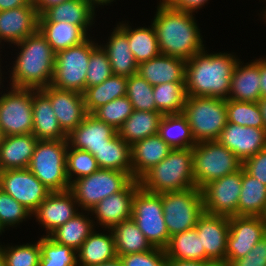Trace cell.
Here are the masks:
<instances>
[{"mask_svg": "<svg viewBox=\"0 0 266 266\" xmlns=\"http://www.w3.org/2000/svg\"><path fill=\"white\" fill-rule=\"evenodd\" d=\"M195 14L166 6L161 0L151 21L158 40L160 54L190 60L203 51L201 31Z\"/></svg>", "mask_w": 266, "mask_h": 266, "instance_id": "6da1fadb", "label": "cell"}, {"mask_svg": "<svg viewBox=\"0 0 266 266\" xmlns=\"http://www.w3.org/2000/svg\"><path fill=\"white\" fill-rule=\"evenodd\" d=\"M239 58L234 53H196L185 66V90L188 96L227 99L233 70Z\"/></svg>", "mask_w": 266, "mask_h": 266, "instance_id": "7a4b0ae2", "label": "cell"}, {"mask_svg": "<svg viewBox=\"0 0 266 266\" xmlns=\"http://www.w3.org/2000/svg\"><path fill=\"white\" fill-rule=\"evenodd\" d=\"M14 45L20 51L11 68L9 86L40 90L51 85L56 53L41 32Z\"/></svg>", "mask_w": 266, "mask_h": 266, "instance_id": "3957f363", "label": "cell"}, {"mask_svg": "<svg viewBox=\"0 0 266 266\" xmlns=\"http://www.w3.org/2000/svg\"><path fill=\"white\" fill-rule=\"evenodd\" d=\"M139 183L144 190L158 194L195 187L193 147L172 149L139 179Z\"/></svg>", "mask_w": 266, "mask_h": 266, "instance_id": "277c9868", "label": "cell"}, {"mask_svg": "<svg viewBox=\"0 0 266 266\" xmlns=\"http://www.w3.org/2000/svg\"><path fill=\"white\" fill-rule=\"evenodd\" d=\"M182 115L196 143L218 140L227 124L226 99L187 95Z\"/></svg>", "mask_w": 266, "mask_h": 266, "instance_id": "5b68a950", "label": "cell"}, {"mask_svg": "<svg viewBox=\"0 0 266 266\" xmlns=\"http://www.w3.org/2000/svg\"><path fill=\"white\" fill-rule=\"evenodd\" d=\"M242 165L243 162L218 140L202 141L193 146V174L198 189L237 172Z\"/></svg>", "mask_w": 266, "mask_h": 266, "instance_id": "8992f818", "label": "cell"}, {"mask_svg": "<svg viewBox=\"0 0 266 266\" xmlns=\"http://www.w3.org/2000/svg\"><path fill=\"white\" fill-rule=\"evenodd\" d=\"M67 139L38 140L28 169L51 191L70 188L66 173Z\"/></svg>", "mask_w": 266, "mask_h": 266, "instance_id": "52a82bcc", "label": "cell"}, {"mask_svg": "<svg viewBox=\"0 0 266 266\" xmlns=\"http://www.w3.org/2000/svg\"><path fill=\"white\" fill-rule=\"evenodd\" d=\"M162 206L169 236L195 228L198 218L204 213L201 189L191 187L185 190L162 193Z\"/></svg>", "mask_w": 266, "mask_h": 266, "instance_id": "ba28073f", "label": "cell"}, {"mask_svg": "<svg viewBox=\"0 0 266 266\" xmlns=\"http://www.w3.org/2000/svg\"><path fill=\"white\" fill-rule=\"evenodd\" d=\"M132 219L152 247H167L170 236L164 219L162 193H152L140 186L133 198Z\"/></svg>", "mask_w": 266, "mask_h": 266, "instance_id": "9c48e42d", "label": "cell"}, {"mask_svg": "<svg viewBox=\"0 0 266 266\" xmlns=\"http://www.w3.org/2000/svg\"><path fill=\"white\" fill-rule=\"evenodd\" d=\"M132 180L127 172L99 168L93 174L71 182L69 190L78 207L90 211L102 199L122 191Z\"/></svg>", "mask_w": 266, "mask_h": 266, "instance_id": "30bf717a", "label": "cell"}, {"mask_svg": "<svg viewBox=\"0 0 266 266\" xmlns=\"http://www.w3.org/2000/svg\"><path fill=\"white\" fill-rule=\"evenodd\" d=\"M56 52L54 75L51 85L63 89L84 93L86 73L92 53V39Z\"/></svg>", "mask_w": 266, "mask_h": 266, "instance_id": "8fae6325", "label": "cell"}, {"mask_svg": "<svg viewBox=\"0 0 266 266\" xmlns=\"http://www.w3.org/2000/svg\"><path fill=\"white\" fill-rule=\"evenodd\" d=\"M0 93V127L6 136L33 132L32 89L11 87Z\"/></svg>", "mask_w": 266, "mask_h": 266, "instance_id": "7c38bea8", "label": "cell"}, {"mask_svg": "<svg viewBox=\"0 0 266 266\" xmlns=\"http://www.w3.org/2000/svg\"><path fill=\"white\" fill-rule=\"evenodd\" d=\"M0 188L31 213L51 192L28 168L2 170Z\"/></svg>", "mask_w": 266, "mask_h": 266, "instance_id": "4fadbf2b", "label": "cell"}, {"mask_svg": "<svg viewBox=\"0 0 266 266\" xmlns=\"http://www.w3.org/2000/svg\"><path fill=\"white\" fill-rule=\"evenodd\" d=\"M242 168L237 172L213 180L201 191L204 212L212 215L237 216L242 187Z\"/></svg>", "mask_w": 266, "mask_h": 266, "instance_id": "5bb4252c", "label": "cell"}, {"mask_svg": "<svg viewBox=\"0 0 266 266\" xmlns=\"http://www.w3.org/2000/svg\"><path fill=\"white\" fill-rule=\"evenodd\" d=\"M266 236V225L262 217L230 216L227 238L226 262L245 257Z\"/></svg>", "mask_w": 266, "mask_h": 266, "instance_id": "9a60e30c", "label": "cell"}, {"mask_svg": "<svg viewBox=\"0 0 266 266\" xmlns=\"http://www.w3.org/2000/svg\"><path fill=\"white\" fill-rule=\"evenodd\" d=\"M201 239L207 261L223 266L226 262L227 238L229 235V217L203 213L195 226Z\"/></svg>", "mask_w": 266, "mask_h": 266, "instance_id": "2e32d148", "label": "cell"}, {"mask_svg": "<svg viewBox=\"0 0 266 266\" xmlns=\"http://www.w3.org/2000/svg\"><path fill=\"white\" fill-rule=\"evenodd\" d=\"M140 187L139 180L133 179L122 191L109 195L97 203L91 210L94 225L102 229H112L119 223L132 218L133 198Z\"/></svg>", "mask_w": 266, "mask_h": 266, "instance_id": "e0dca14e", "label": "cell"}, {"mask_svg": "<svg viewBox=\"0 0 266 266\" xmlns=\"http://www.w3.org/2000/svg\"><path fill=\"white\" fill-rule=\"evenodd\" d=\"M78 210L80 209L77 201L68 189L50 192L32 213V217H36V220L41 224L40 226L46 229L45 236H49L59 226L76 216L80 212Z\"/></svg>", "mask_w": 266, "mask_h": 266, "instance_id": "ac0fdd59", "label": "cell"}, {"mask_svg": "<svg viewBox=\"0 0 266 266\" xmlns=\"http://www.w3.org/2000/svg\"><path fill=\"white\" fill-rule=\"evenodd\" d=\"M41 90L50 98L59 125L68 136L87 115L83 94L52 85Z\"/></svg>", "mask_w": 266, "mask_h": 266, "instance_id": "d6986e66", "label": "cell"}, {"mask_svg": "<svg viewBox=\"0 0 266 266\" xmlns=\"http://www.w3.org/2000/svg\"><path fill=\"white\" fill-rule=\"evenodd\" d=\"M218 141L244 162L266 148V130L227 122Z\"/></svg>", "mask_w": 266, "mask_h": 266, "instance_id": "ffe728a7", "label": "cell"}, {"mask_svg": "<svg viewBox=\"0 0 266 266\" xmlns=\"http://www.w3.org/2000/svg\"><path fill=\"white\" fill-rule=\"evenodd\" d=\"M39 27V15L35 6H22L0 11V44L2 41L16 44L35 34Z\"/></svg>", "mask_w": 266, "mask_h": 266, "instance_id": "44dd1931", "label": "cell"}, {"mask_svg": "<svg viewBox=\"0 0 266 266\" xmlns=\"http://www.w3.org/2000/svg\"><path fill=\"white\" fill-rule=\"evenodd\" d=\"M111 125L98 120L94 115L87 114L83 121L67 136L71 148L90 152L93 156L115 135Z\"/></svg>", "mask_w": 266, "mask_h": 266, "instance_id": "7402d4cb", "label": "cell"}, {"mask_svg": "<svg viewBox=\"0 0 266 266\" xmlns=\"http://www.w3.org/2000/svg\"><path fill=\"white\" fill-rule=\"evenodd\" d=\"M236 63L233 70L228 98L236 101L258 102L260 91V58L249 63Z\"/></svg>", "mask_w": 266, "mask_h": 266, "instance_id": "603a6c76", "label": "cell"}, {"mask_svg": "<svg viewBox=\"0 0 266 266\" xmlns=\"http://www.w3.org/2000/svg\"><path fill=\"white\" fill-rule=\"evenodd\" d=\"M32 114V134L38 140L67 139L52 109L50 98L41 89H32Z\"/></svg>", "mask_w": 266, "mask_h": 266, "instance_id": "cb8c5ba5", "label": "cell"}, {"mask_svg": "<svg viewBox=\"0 0 266 266\" xmlns=\"http://www.w3.org/2000/svg\"><path fill=\"white\" fill-rule=\"evenodd\" d=\"M172 149L158 133L131 145L132 178L139 180L166 158Z\"/></svg>", "mask_w": 266, "mask_h": 266, "instance_id": "d4e9b609", "label": "cell"}, {"mask_svg": "<svg viewBox=\"0 0 266 266\" xmlns=\"http://www.w3.org/2000/svg\"><path fill=\"white\" fill-rule=\"evenodd\" d=\"M185 66L186 61L183 59L159 54L140 63L137 73L152 86L167 82H185Z\"/></svg>", "mask_w": 266, "mask_h": 266, "instance_id": "484cf974", "label": "cell"}, {"mask_svg": "<svg viewBox=\"0 0 266 266\" xmlns=\"http://www.w3.org/2000/svg\"><path fill=\"white\" fill-rule=\"evenodd\" d=\"M96 9L88 0H67L47 9L39 22H67L80 26L86 33L94 24ZM89 28V29H88Z\"/></svg>", "mask_w": 266, "mask_h": 266, "instance_id": "4316f807", "label": "cell"}, {"mask_svg": "<svg viewBox=\"0 0 266 266\" xmlns=\"http://www.w3.org/2000/svg\"><path fill=\"white\" fill-rule=\"evenodd\" d=\"M37 142L32 133L6 136L0 144V170L28 168Z\"/></svg>", "mask_w": 266, "mask_h": 266, "instance_id": "83f0119b", "label": "cell"}, {"mask_svg": "<svg viewBox=\"0 0 266 266\" xmlns=\"http://www.w3.org/2000/svg\"><path fill=\"white\" fill-rule=\"evenodd\" d=\"M107 40L100 45L107 53L113 75L130 77L137 74L138 64L130 50L127 35L116 25Z\"/></svg>", "mask_w": 266, "mask_h": 266, "instance_id": "f1b7e54d", "label": "cell"}, {"mask_svg": "<svg viewBox=\"0 0 266 266\" xmlns=\"http://www.w3.org/2000/svg\"><path fill=\"white\" fill-rule=\"evenodd\" d=\"M94 230L77 250L78 266H93L117 257L114 235ZM99 232V233H98Z\"/></svg>", "mask_w": 266, "mask_h": 266, "instance_id": "f546056e", "label": "cell"}, {"mask_svg": "<svg viewBox=\"0 0 266 266\" xmlns=\"http://www.w3.org/2000/svg\"><path fill=\"white\" fill-rule=\"evenodd\" d=\"M163 114L157 111L134 110L117 130V134L130 146L159 131Z\"/></svg>", "mask_w": 266, "mask_h": 266, "instance_id": "4dcf8cb0", "label": "cell"}, {"mask_svg": "<svg viewBox=\"0 0 266 266\" xmlns=\"http://www.w3.org/2000/svg\"><path fill=\"white\" fill-rule=\"evenodd\" d=\"M117 26L127 35L130 50L136 63L146 62L160 54L155 29L151 23L148 27L133 28L126 21Z\"/></svg>", "mask_w": 266, "mask_h": 266, "instance_id": "1f68e13d", "label": "cell"}, {"mask_svg": "<svg viewBox=\"0 0 266 266\" xmlns=\"http://www.w3.org/2000/svg\"><path fill=\"white\" fill-rule=\"evenodd\" d=\"M242 187L237 216L261 217L266 209V185L242 167Z\"/></svg>", "mask_w": 266, "mask_h": 266, "instance_id": "d6a6232c", "label": "cell"}, {"mask_svg": "<svg viewBox=\"0 0 266 266\" xmlns=\"http://www.w3.org/2000/svg\"><path fill=\"white\" fill-rule=\"evenodd\" d=\"M84 212V213H83ZM88 213L87 215H85ZM90 211L79 212L64 225L59 226L49 237L56 243L78 250L82 243L95 230L94 219L89 217Z\"/></svg>", "mask_w": 266, "mask_h": 266, "instance_id": "836d02e7", "label": "cell"}, {"mask_svg": "<svg viewBox=\"0 0 266 266\" xmlns=\"http://www.w3.org/2000/svg\"><path fill=\"white\" fill-rule=\"evenodd\" d=\"M38 30L46 38L52 50H60L78 45L89 36L80 26L67 22H39Z\"/></svg>", "mask_w": 266, "mask_h": 266, "instance_id": "e575fe53", "label": "cell"}, {"mask_svg": "<svg viewBox=\"0 0 266 266\" xmlns=\"http://www.w3.org/2000/svg\"><path fill=\"white\" fill-rule=\"evenodd\" d=\"M127 77L112 75L99 85L88 87L83 93L87 114H92L100 106L126 96Z\"/></svg>", "mask_w": 266, "mask_h": 266, "instance_id": "d590c367", "label": "cell"}, {"mask_svg": "<svg viewBox=\"0 0 266 266\" xmlns=\"http://www.w3.org/2000/svg\"><path fill=\"white\" fill-rule=\"evenodd\" d=\"M99 168L127 172L132 177L131 146L116 134L94 155Z\"/></svg>", "mask_w": 266, "mask_h": 266, "instance_id": "8d00e7d4", "label": "cell"}, {"mask_svg": "<svg viewBox=\"0 0 266 266\" xmlns=\"http://www.w3.org/2000/svg\"><path fill=\"white\" fill-rule=\"evenodd\" d=\"M164 250L168 260L207 261V255L195 228L172 235Z\"/></svg>", "mask_w": 266, "mask_h": 266, "instance_id": "74e56055", "label": "cell"}, {"mask_svg": "<svg viewBox=\"0 0 266 266\" xmlns=\"http://www.w3.org/2000/svg\"><path fill=\"white\" fill-rule=\"evenodd\" d=\"M111 231L114 235L117 256L141 253L153 248L132 218L114 226Z\"/></svg>", "mask_w": 266, "mask_h": 266, "instance_id": "f35d334b", "label": "cell"}, {"mask_svg": "<svg viewBox=\"0 0 266 266\" xmlns=\"http://www.w3.org/2000/svg\"><path fill=\"white\" fill-rule=\"evenodd\" d=\"M158 134L173 149L191 148L196 144L190 126L182 114L163 115Z\"/></svg>", "mask_w": 266, "mask_h": 266, "instance_id": "ab89813d", "label": "cell"}, {"mask_svg": "<svg viewBox=\"0 0 266 266\" xmlns=\"http://www.w3.org/2000/svg\"><path fill=\"white\" fill-rule=\"evenodd\" d=\"M157 112L163 115L182 114L187 97L185 82H167L153 86Z\"/></svg>", "mask_w": 266, "mask_h": 266, "instance_id": "60d3db41", "label": "cell"}, {"mask_svg": "<svg viewBox=\"0 0 266 266\" xmlns=\"http://www.w3.org/2000/svg\"><path fill=\"white\" fill-rule=\"evenodd\" d=\"M41 257L39 266H78L77 251L56 243L49 236L39 238Z\"/></svg>", "mask_w": 266, "mask_h": 266, "instance_id": "b9f144b4", "label": "cell"}, {"mask_svg": "<svg viewBox=\"0 0 266 266\" xmlns=\"http://www.w3.org/2000/svg\"><path fill=\"white\" fill-rule=\"evenodd\" d=\"M227 122L254 128H264L258 102L226 99Z\"/></svg>", "mask_w": 266, "mask_h": 266, "instance_id": "7bdbcfd3", "label": "cell"}, {"mask_svg": "<svg viewBox=\"0 0 266 266\" xmlns=\"http://www.w3.org/2000/svg\"><path fill=\"white\" fill-rule=\"evenodd\" d=\"M126 96L134 110L157 111L153 96V86L138 73L127 77Z\"/></svg>", "mask_w": 266, "mask_h": 266, "instance_id": "ee69618b", "label": "cell"}, {"mask_svg": "<svg viewBox=\"0 0 266 266\" xmlns=\"http://www.w3.org/2000/svg\"><path fill=\"white\" fill-rule=\"evenodd\" d=\"M99 169L95 157L88 151L71 148L66 153V173L69 182L89 176Z\"/></svg>", "mask_w": 266, "mask_h": 266, "instance_id": "f6af8a7d", "label": "cell"}, {"mask_svg": "<svg viewBox=\"0 0 266 266\" xmlns=\"http://www.w3.org/2000/svg\"><path fill=\"white\" fill-rule=\"evenodd\" d=\"M0 250L6 261L7 266H39L41 248L39 240L36 243L22 245H0Z\"/></svg>", "mask_w": 266, "mask_h": 266, "instance_id": "bcb514c9", "label": "cell"}, {"mask_svg": "<svg viewBox=\"0 0 266 266\" xmlns=\"http://www.w3.org/2000/svg\"><path fill=\"white\" fill-rule=\"evenodd\" d=\"M133 111L134 109L129 98L123 96L100 106L92 115L98 120L111 125L115 130H118Z\"/></svg>", "mask_w": 266, "mask_h": 266, "instance_id": "7dc6e473", "label": "cell"}, {"mask_svg": "<svg viewBox=\"0 0 266 266\" xmlns=\"http://www.w3.org/2000/svg\"><path fill=\"white\" fill-rule=\"evenodd\" d=\"M92 40V53L86 73V88L99 85L113 75L106 51Z\"/></svg>", "mask_w": 266, "mask_h": 266, "instance_id": "c3c4849f", "label": "cell"}, {"mask_svg": "<svg viewBox=\"0 0 266 266\" xmlns=\"http://www.w3.org/2000/svg\"><path fill=\"white\" fill-rule=\"evenodd\" d=\"M31 217L27 208L0 188V224L4 229L14 228Z\"/></svg>", "mask_w": 266, "mask_h": 266, "instance_id": "681fc988", "label": "cell"}, {"mask_svg": "<svg viewBox=\"0 0 266 266\" xmlns=\"http://www.w3.org/2000/svg\"><path fill=\"white\" fill-rule=\"evenodd\" d=\"M118 257H120L123 266H168L165 250L155 247L149 251Z\"/></svg>", "mask_w": 266, "mask_h": 266, "instance_id": "f907efd6", "label": "cell"}, {"mask_svg": "<svg viewBox=\"0 0 266 266\" xmlns=\"http://www.w3.org/2000/svg\"><path fill=\"white\" fill-rule=\"evenodd\" d=\"M227 266H266V236L245 257L231 261Z\"/></svg>", "mask_w": 266, "mask_h": 266, "instance_id": "816d5d0a", "label": "cell"}, {"mask_svg": "<svg viewBox=\"0 0 266 266\" xmlns=\"http://www.w3.org/2000/svg\"><path fill=\"white\" fill-rule=\"evenodd\" d=\"M242 167L252 176L266 185V148L247 158Z\"/></svg>", "mask_w": 266, "mask_h": 266, "instance_id": "f5cc1de1", "label": "cell"}, {"mask_svg": "<svg viewBox=\"0 0 266 266\" xmlns=\"http://www.w3.org/2000/svg\"><path fill=\"white\" fill-rule=\"evenodd\" d=\"M162 2L171 8L186 11L190 13H197L199 9L208 3V0H162Z\"/></svg>", "mask_w": 266, "mask_h": 266, "instance_id": "db71d44e", "label": "cell"}, {"mask_svg": "<svg viewBox=\"0 0 266 266\" xmlns=\"http://www.w3.org/2000/svg\"><path fill=\"white\" fill-rule=\"evenodd\" d=\"M168 266H218L211 261L168 260Z\"/></svg>", "mask_w": 266, "mask_h": 266, "instance_id": "11a10c76", "label": "cell"}, {"mask_svg": "<svg viewBox=\"0 0 266 266\" xmlns=\"http://www.w3.org/2000/svg\"><path fill=\"white\" fill-rule=\"evenodd\" d=\"M65 1L67 0H32L39 16H41L47 9L51 8L52 6L58 5Z\"/></svg>", "mask_w": 266, "mask_h": 266, "instance_id": "9f6ffc18", "label": "cell"}, {"mask_svg": "<svg viewBox=\"0 0 266 266\" xmlns=\"http://www.w3.org/2000/svg\"><path fill=\"white\" fill-rule=\"evenodd\" d=\"M22 6H34L32 0H0V11Z\"/></svg>", "mask_w": 266, "mask_h": 266, "instance_id": "6f0895ef", "label": "cell"}, {"mask_svg": "<svg viewBox=\"0 0 266 266\" xmlns=\"http://www.w3.org/2000/svg\"><path fill=\"white\" fill-rule=\"evenodd\" d=\"M260 91L261 98L266 97V57H260Z\"/></svg>", "mask_w": 266, "mask_h": 266, "instance_id": "680465c9", "label": "cell"}, {"mask_svg": "<svg viewBox=\"0 0 266 266\" xmlns=\"http://www.w3.org/2000/svg\"><path fill=\"white\" fill-rule=\"evenodd\" d=\"M258 106L260 108L261 116L263 118L264 129L266 130V97L259 99Z\"/></svg>", "mask_w": 266, "mask_h": 266, "instance_id": "91938a15", "label": "cell"}, {"mask_svg": "<svg viewBox=\"0 0 266 266\" xmlns=\"http://www.w3.org/2000/svg\"><path fill=\"white\" fill-rule=\"evenodd\" d=\"M93 266H123V263H122L120 257L117 256L116 258H114L110 261L103 262V263L93 265Z\"/></svg>", "mask_w": 266, "mask_h": 266, "instance_id": "94428289", "label": "cell"}, {"mask_svg": "<svg viewBox=\"0 0 266 266\" xmlns=\"http://www.w3.org/2000/svg\"><path fill=\"white\" fill-rule=\"evenodd\" d=\"M89 3L96 9L100 5H110L114 0H88Z\"/></svg>", "mask_w": 266, "mask_h": 266, "instance_id": "6125c7cd", "label": "cell"}, {"mask_svg": "<svg viewBox=\"0 0 266 266\" xmlns=\"http://www.w3.org/2000/svg\"><path fill=\"white\" fill-rule=\"evenodd\" d=\"M0 266H7L3 253L0 250Z\"/></svg>", "mask_w": 266, "mask_h": 266, "instance_id": "be15d7a7", "label": "cell"}, {"mask_svg": "<svg viewBox=\"0 0 266 266\" xmlns=\"http://www.w3.org/2000/svg\"><path fill=\"white\" fill-rule=\"evenodd\" d=\"M4 138H5V135L2 131V128L0 127V144L3 142Z\"/></svg>", "mask_w": 266, "mask_h": 266, "instance_id": "e7e4bbea", "label": "cell"}, {"mask_svg": "<svg viewBox=\"0 0 266 266\" xmlns=\"http://www.w3.org/2000/svg\"><path fill=\"white\" fill-rule=\"evenodd\" d=\"M0 58H1V57H0ZM0 60H1V59H0ZM1 67H2V66H1V61H0V89H1V85H2V87H4L3 84H2V82H1L2 79H4V78H2V70H1ZM0 93H1V92H0Z\"/></svg>", "mask_w": 266, "mask_h": 266, "instance_id": "03108f58", "label": "cell"}, {"mask_svg": "<svg viewBox=\"0 0 266 266\" xmlns=\"http://www.w3.org/2000/svg\"><path fill=\"white\" fill-rule=\"evenodd\" d=\"M261 217H262V219H263V221H264V223L266 225V209H265V211H264V213H263V215Z\"/></svg>", "mask_w": 266, "mask_h": 266, "instance_id": "003e7915", "label": "cell"}, {"mask_svg": "<svg viewBox=\"0 0 266 266\" xmlns=\"http://www.w3.org/2000/svg\"><path fill=\"white\" fill-rule=\"evenodd\" d=\"M265 8H266V7H265ZM261 12L264 13V14H262V16H263L262 19L266 20V9H264V11H261ZM264 22H266V21H264Z\"/></svg>", "mask_w": 266, "mask_h": 266, "instance_id": "a7ac6f4b", "label": "cell"}, {"mask_svg": "<svg viewBox=\"0 0 266 266\" xmlns=\"http://www.w3.org/2000/svg\"><path fill=\"white\" fill-rule=\"evenodd\" d=\"M2 232H5V229L3 228V226L0 224V235H2Z\"/></svg>", "mask_w": 266, "mask_h": 266, "instance_id": "89a4df30", "label": "cell"}]
</instances>
